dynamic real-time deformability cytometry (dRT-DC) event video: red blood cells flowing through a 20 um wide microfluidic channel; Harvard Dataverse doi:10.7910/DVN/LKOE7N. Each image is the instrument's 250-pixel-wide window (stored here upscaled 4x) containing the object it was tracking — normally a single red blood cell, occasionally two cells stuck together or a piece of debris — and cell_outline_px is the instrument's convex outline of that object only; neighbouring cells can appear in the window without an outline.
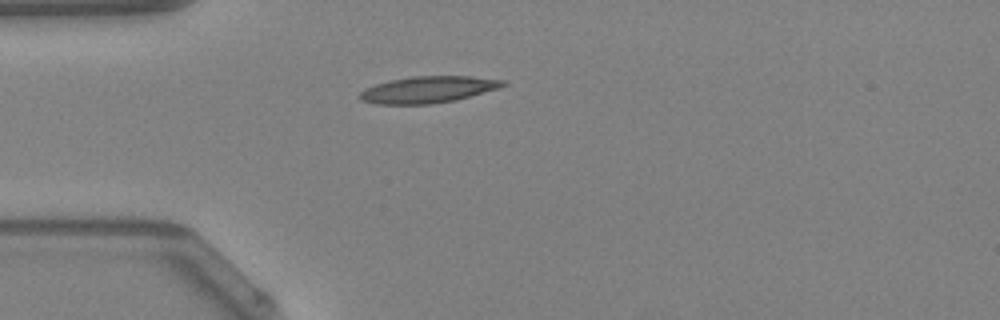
{"species": "Egyptian fruit bat (a non-hibernating species)", "species_latin": "Rousettus aegyptiacus", "temperature_condition": "warm", "stored_images_in_passage": 36, "camera_frame_rate_fps": 3000, "um_per_image_px": 0.085, "animal": {"sex": "female"}, "frame": {"image": 1, "passage_image": 1, "time_ms": 0.0, "image_size_px": [1000, 320], "cell_outline_px": [[508, 84], [500, 88], [456, 100], [428, 104], [376, 104], [360, 100], [356, 96], [360, 92], [376, 84], [392, 80], [416, 76], [468, 76], [504, 80]], "centroid_in_image_um": [36.4, 7.62], "position_along_channel_um": 48.6, "area_um2": 22.08}}
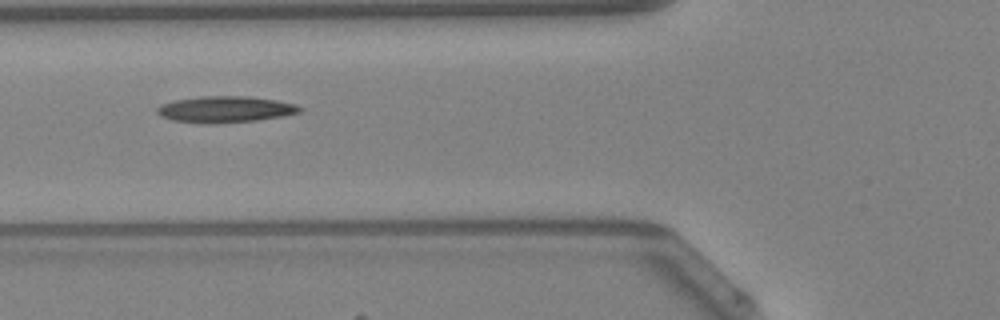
{"frame": {"image": 2, "passage_image": 6, "time_ms": 1.667, "image_size_px": [1000, 320], "cell_outline_px": [[304, 108], [300, 112], [280, 116], [256, 120], [208, 124], [172, 120], [160, 116], [156, 112], [156, 108], [160, 104], [176, 100], [200, 96], [248, 96], [276, 100], [296, 104]], "centroid_in_image_um": [19.12, 9.29], "position_along_channel_um": 106.7, "area_um2": 21.85}}